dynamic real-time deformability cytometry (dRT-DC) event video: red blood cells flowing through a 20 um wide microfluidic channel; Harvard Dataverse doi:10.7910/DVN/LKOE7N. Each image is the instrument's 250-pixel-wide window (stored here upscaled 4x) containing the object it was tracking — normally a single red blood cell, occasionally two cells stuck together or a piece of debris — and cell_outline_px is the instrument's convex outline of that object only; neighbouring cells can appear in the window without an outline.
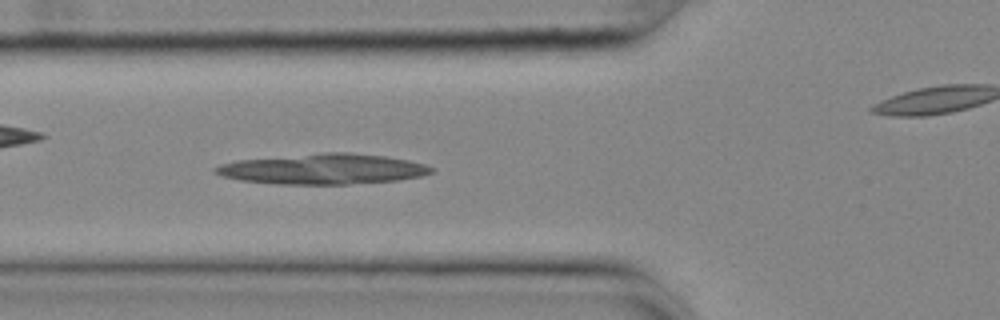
{"species": "common noctule bat (a hibernating species)", "species_latin": "Nyctalus noctula", "temperature_condition": "cold", "stored_images_in_passage": 51, "camera_frame_rate_fps": 3000, "um_per_image_px": 0.085, "animal": {"sex": "female", "body_mass_g": 25.1}, "frame": {"image": 1, "passage_image": 15, "time_ms": 4.667, "image_size_px": [1000, 320], "cell_outline_px": [[432, 172], [420, 176], [396, 180], [348, 184], [276, 184], [240, 180], [220, 176], [212, 168], [220, 164], [236, 160], [324, 152], [348, 152], [388, 156], [408, 160], [424, 164], [432, 168]], "centroid_in_image_um": [27.41, 14.36], "position_along_channel_um": 98.4, "area_um2": 38.26}}
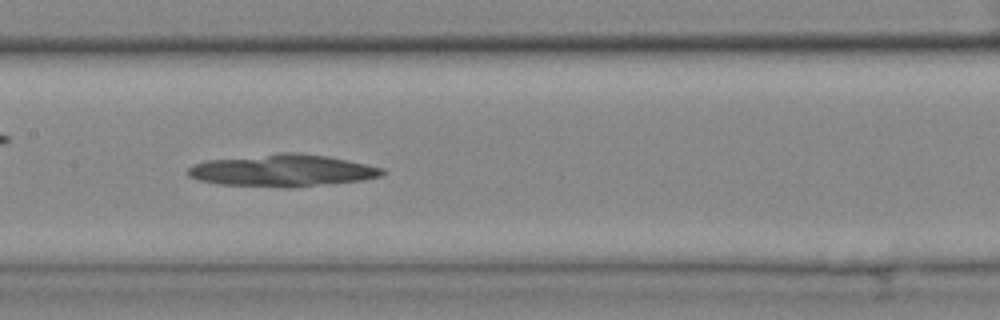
{"frame": {"image": 2, "passage_image": 22, "time_ms": 7.0, "image_size_px": [1000, 320], "cell_outline_px": [[388, 172], [380, 176], [364, 180], [292, 188], [284, 188], [220, 184], [200, 180], [188, 176], [184, 172], [192, 164], [208, 160], [280, 152], [300, 152], [328, 156], [348, 160], [384, 168]], "centroid_in_image_um": [24.02, 14.49], "position_along_channel_um": 183.4, "area_um2": 36.88}}
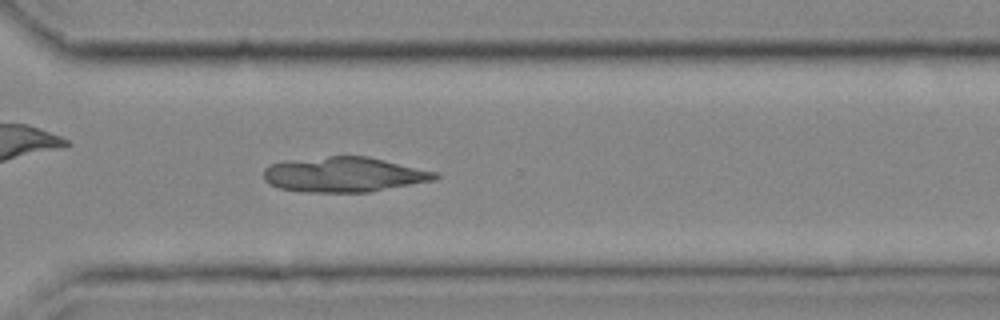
{"frame": {"image": 3, "passage_image": 35, "time_ms": 11.333, "image_size_px": [1000, 320], "cell_outline_px": [[440, 176], [432, 180], [372, 192], [304, 192], [280, 188], [264, 180], [264, 168], [272, 164], [288, 160], [328, 156], [368, 156], [436, 172]], "centroid_in_image_um": [29.23, 14.83], "position_along_channel_um": 341.4, "area_um2": 34.8}}